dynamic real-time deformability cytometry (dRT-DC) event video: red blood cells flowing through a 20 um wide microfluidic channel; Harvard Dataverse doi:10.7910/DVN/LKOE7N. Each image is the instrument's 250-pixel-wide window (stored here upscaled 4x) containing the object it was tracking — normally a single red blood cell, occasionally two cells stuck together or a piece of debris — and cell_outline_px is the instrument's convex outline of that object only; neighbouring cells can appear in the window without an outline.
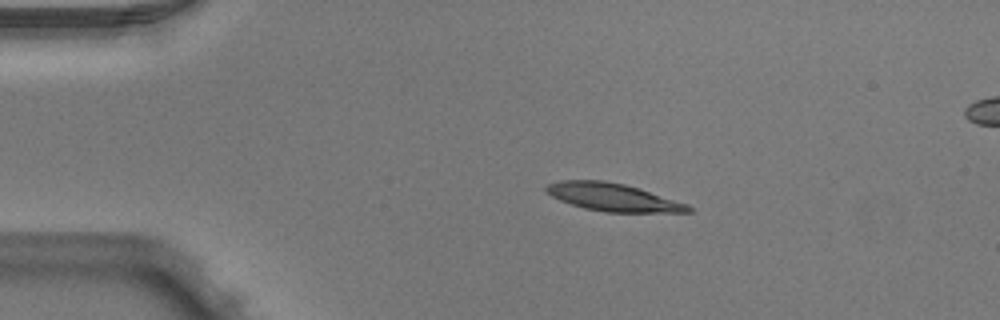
{"species": "Egyptian fruit bat (a non-hibernating species)", "species_latin": "Rousettus aegyptiacus", "temperature_condition": "warm", "stored_images_in_passage": 3, "camera_frame_rate_fps": 3000, "um_per_image_px": 0.085, "animal": {"sex": "male"}, "frame": {"image": 1, "passage_image": 1, "time_ms": 0.0, "image_size_px": [1000, 320], "cell_outline_px": [[692, 212], [604, 212], [584, 208], [560, 200], [544, 192], [544, 188], [548, 184], [560, 180], [604, 180], [624, 184], [640, 188], [688, 204], [692, 208]], "centroid_in_image_um": [52.09, 16.76], "position_along_channel_um": 32.9, "area_um2": 23.06}}
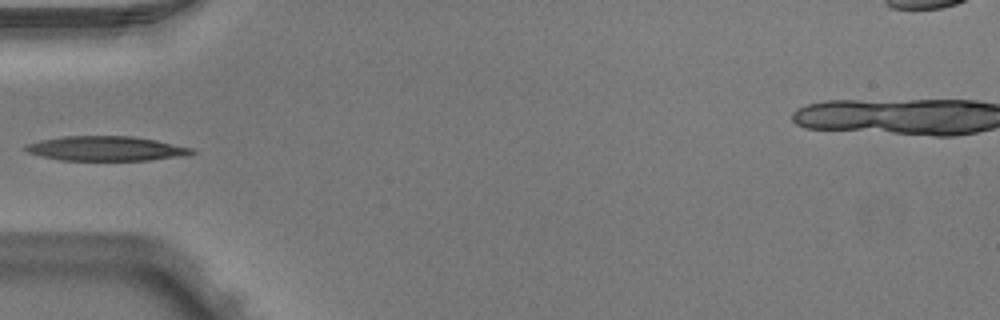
{"frame": {"image": 2, "passage_image": 3, "time_ms": 0.667, "image_size_px": [1000, 320], "cell_outline_px": [[196, 152], [188, 156], [148, 160], [60, 160], [40, 156], [28, 152], [24, 148], [28, 144], [40, 140], [64, 136], [132, 136], [156, 140], [192, 148]], "centroid_in_image_um": [9.05, 12.63], "position_along_channel_um": 76.0, "area_um2": 23.81}}